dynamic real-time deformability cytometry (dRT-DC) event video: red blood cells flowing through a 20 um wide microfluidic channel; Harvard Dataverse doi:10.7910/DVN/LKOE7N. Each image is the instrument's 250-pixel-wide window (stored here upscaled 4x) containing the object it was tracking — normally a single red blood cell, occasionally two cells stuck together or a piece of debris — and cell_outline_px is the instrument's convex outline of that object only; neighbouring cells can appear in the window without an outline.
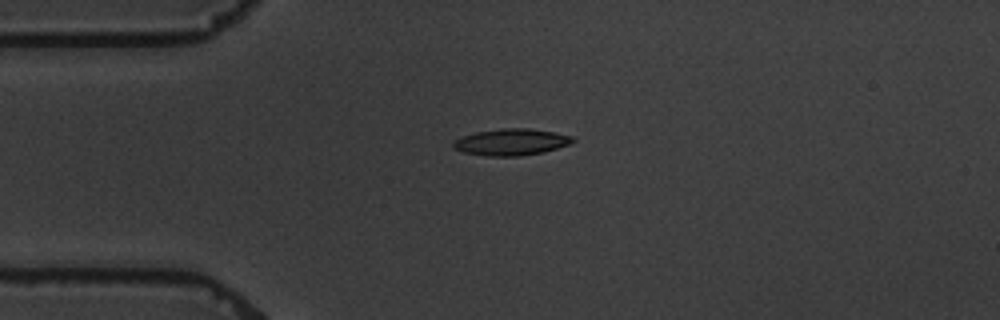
{"species": "common noctule bat (a hibernating species)", "species_latin": "Nyctalus noctula", "temperature_condition": "warm", "stored_images_in_passage": 4, "camera_frame_rate_fps": 3000, "um_per_image_px": 0.085, "animal": {"sex": "male", "body_mass_g": 19.5, "forearm_length_mm": 54.6}, "frame": {"image": 1, "passage_image": 4, "time_ms": 4.333, "image_size_px": [1000, 320], "cell_outline_px": [[576, 140], [568, 144], [544, 152], [520, 156], [488, 156], [464, 152], [452, 148], [452, 144], [456, 140], [464, 136], [476, 132], [504, 128], [528, 128], [552, 132], [572, 136]], "centroid_in_image_um": [43.45, 12.08], "position_along_channel_um": 41.5, "area_um2": 18.26}}